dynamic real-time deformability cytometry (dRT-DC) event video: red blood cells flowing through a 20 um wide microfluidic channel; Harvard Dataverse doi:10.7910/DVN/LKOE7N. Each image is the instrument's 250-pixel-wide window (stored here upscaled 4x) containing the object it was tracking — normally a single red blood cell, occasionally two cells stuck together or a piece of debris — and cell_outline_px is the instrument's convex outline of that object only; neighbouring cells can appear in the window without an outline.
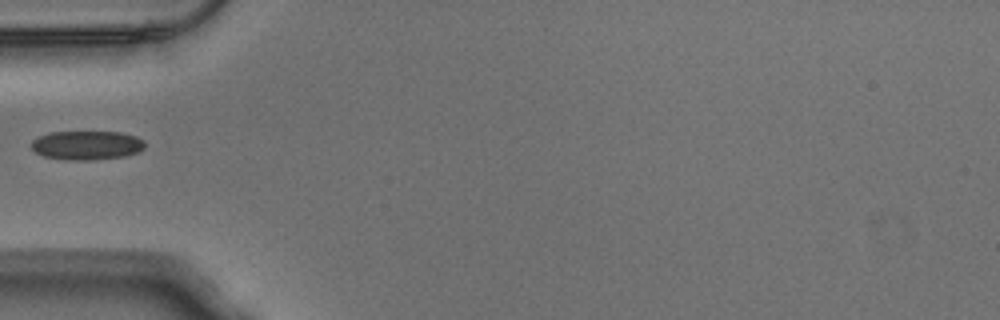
{"species": "Egyptian fruit bat (a non-hibernating species)", "species_latin": "Rousettus aegyptiacus", "temperature_condition": "warm", "stored_images_in_passage": 29, "camera_frame_rate_fps": 3000, "um_per_image_px": 0.085, "animal": {"sex": "male"}, "frame": {"image": 1, "passage_image": 1, "time_ms": 0.0, "image_size_px": [1000, 320], "cell_outline_px": [[144, 148], [136, 152], [124, 156], [88, 160], [64, 160], [44, 156], [36, 152], [32, 148], [32, 140], [48, 132], [120, 132], [136, 136], [144, 140]], "centroid_in_image_um": [7.36, 12.34], "position_along_channel_um": 77.6, "area_um2": 19.07}}
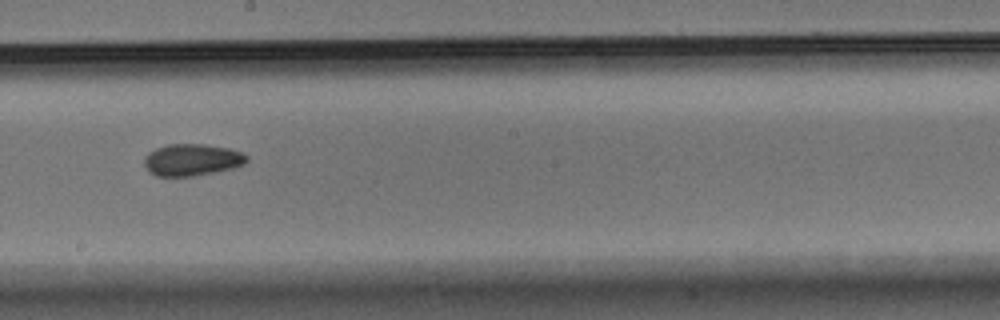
{"frame": {"image": 2, "passage_image": 13, "time_ms": 4.0, "image_size_px": [1000, 320], "cell_outline_px": [[248, 160], [244, 164], [232, 168], [192, 176], [156, 176], [148, 172], [144, 164], [144, 156], [148, 152], [156, 148], [168, 144], [204, 144], [228, 148], [240, 152], [248, 156]], "centroid_in_image_um": [16.27, 13.58], "position_along_channel_um": 231.9, "area_um2": 19.02}}
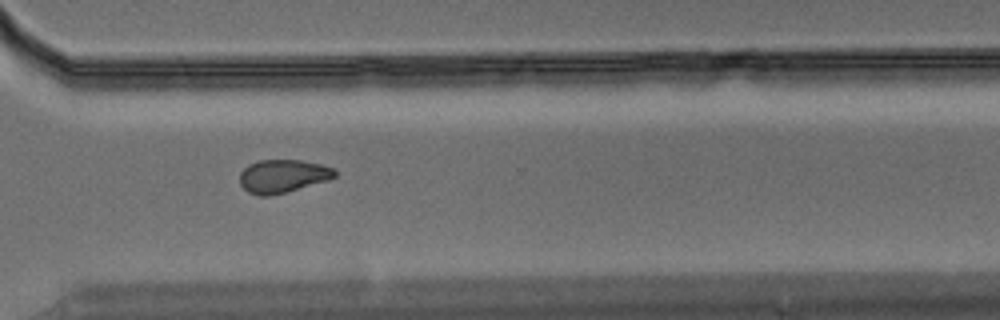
{"frame": {"image": 3, "passage_image": 22, "time_ms": 7.0, "image_size_px": [1000, 320], "cell_outline_px": [[336, 176], [328, 180], [284, 192], [268, 196], [260, 196], [248, 192], [240, 184], [240, 172], [248, 164], [260, 160], [300, 160], [320, 164], [332, 168], [336, 172]], "centroid_in_image_um": [24.0, 14.96], "position_along_channel_um": 346.6, "area_um2": 18.15}}